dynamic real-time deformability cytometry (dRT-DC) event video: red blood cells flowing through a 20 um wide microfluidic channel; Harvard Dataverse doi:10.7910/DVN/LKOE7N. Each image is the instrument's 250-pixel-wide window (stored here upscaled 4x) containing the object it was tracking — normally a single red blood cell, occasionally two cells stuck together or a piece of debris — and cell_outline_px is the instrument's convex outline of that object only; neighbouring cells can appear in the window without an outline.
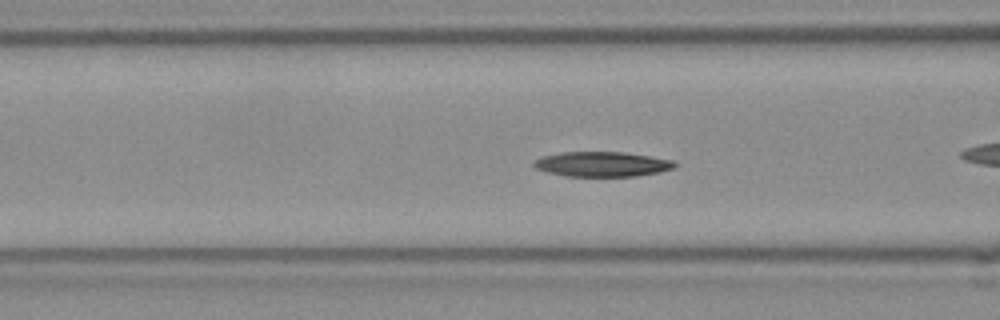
{"species": "Egyptian fruit bat (a non-hibernating species)", "species_latin": "Rousettus aegyptiacus", "temperature_condition": "room temperature", "stored_images_in_passage": 26, "camera_frame_rate_fps": 3000, "um_per_image_px": 0.085, "frame": {"image": 1, "passage_image": 15, "time_ms": 4.667, "image_size_px": [1000, 320], "cell_outline_px": [[676, 164], [672, 168], [660, 172], [636, 176], [564, 176], [548, 172], [536, 168], [532, 164], [532, 160], [544, 156], [560, 152], [624, 152], [672, 160]], "centroid_in_image_um": [51.13, 13.95], "position_along_channel_um": 115.5, "area_um2": 20.35}}